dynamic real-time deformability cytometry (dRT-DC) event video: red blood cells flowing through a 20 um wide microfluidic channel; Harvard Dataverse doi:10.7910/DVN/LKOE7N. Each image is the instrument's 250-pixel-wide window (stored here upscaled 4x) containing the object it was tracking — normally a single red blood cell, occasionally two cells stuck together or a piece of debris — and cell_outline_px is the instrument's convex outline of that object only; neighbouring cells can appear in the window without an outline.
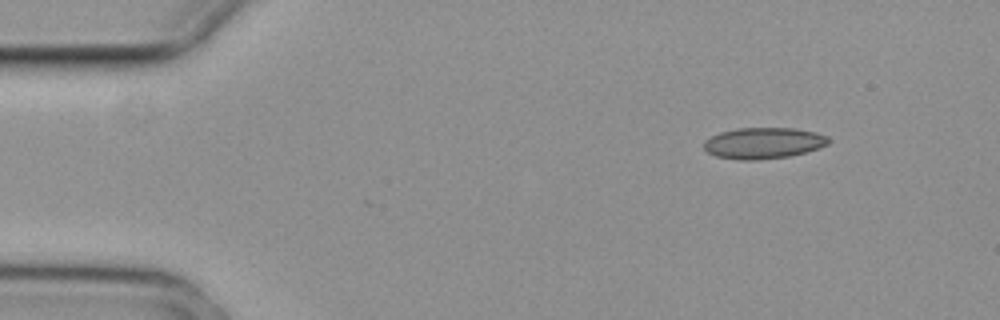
{"species": "common noctule bat (a hibernating species)", "species_latin": "Nyctalus noctula", "temperature_condition": "cold", "stored_images_in_passage": 6, "camera_frame_rate_fps": 3000, "um_per_image_px": 0.085, "animal": {"sex": "female", "body_mass_g": 29.2, "forearm_length_mm": 56.3}, "frame": {"image": 1, "passage_image": 6, "time_ms": 1.667, "image_size_px": [1000, 320], "cell_outline_px": [[828, 144], [820, 148], [788, 156], [756, 160], [736, 160], [716, 156], [708, 152], [704, 148], [704, 140], [720, 132], [736, 128], [796, 128], [816, 132], [828, 136]], "centroid_in_image_um": [64.88, 12.16], "position_along_channel_um": 20.1, "area_um2": 22.66}}